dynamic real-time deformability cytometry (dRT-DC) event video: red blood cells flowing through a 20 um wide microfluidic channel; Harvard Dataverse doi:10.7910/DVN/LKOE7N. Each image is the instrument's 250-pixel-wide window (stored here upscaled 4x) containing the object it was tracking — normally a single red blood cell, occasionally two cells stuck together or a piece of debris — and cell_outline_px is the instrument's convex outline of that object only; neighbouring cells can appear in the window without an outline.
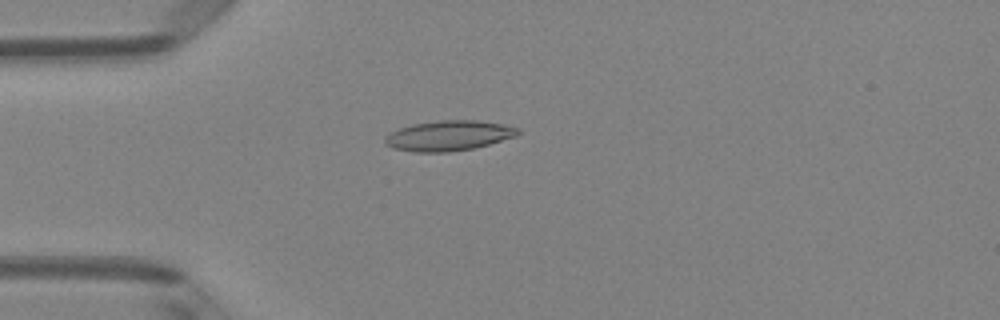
{"species": "Egyptian fruit bat (a non-hibernating species)", "species_latin": "Rousettus aegyptiacus", "temperature_condition": "room temperature", "stored_images_in_passage": 51, "camera_frame_rate_fps": 3000, "um_per_image_px": 0.085, "animal": {"sex": "female"}, "frame": {"image": 1, "passage_image": 14, "time_ms": 4.333, "image_size_px": [1000, 320], "cell_outline_px": [[520, 132], [516, 136], [488, 144], [472, 148], [448, 152], [412, 152], [392, 148], [384, 144], [384, 136], [388, 132], [412, 124], [440, 120], [480, 120], [504, 124], [520, 128]], "centroid_in_image_um": [38.1, 11.52], "position_along_channel_um": 46.9, "area_um2": 23.58}}
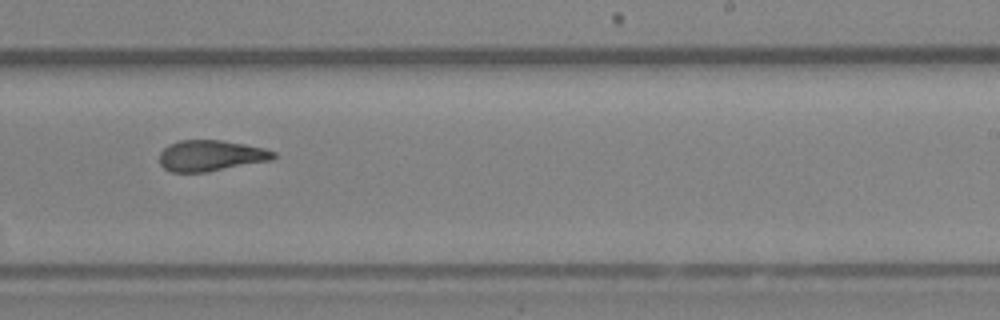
{"frame": {"image": 2, "passage_image": 32, "time_ms": 10.333, "image_size_px": [1000, 320], "cell_outline_px": [[276, 156], [272, 160], [204, 172], [172, 172], [164, 168], [160, 164], [160, 152], [168, 144], [180, 140], [220, 140], [244, 144], [264, 148], [276, 152]], "centroid_in_image_um": [17.91, 13.22], "position_along_channel_um": 271.1, "area_um2": 20.46}}
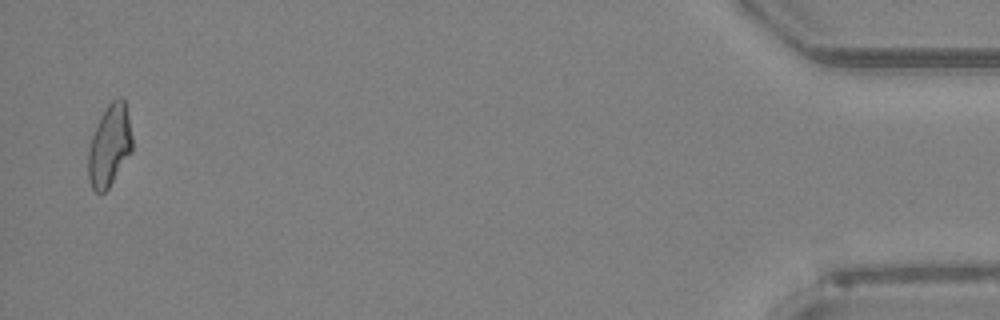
{"frame": {"image": 3, "passage_image": 50, "time_ms": 16.333, "image_size_px": [1000, 320], "cell_outline_px": [[132, 152], [108, 188], [104, 192], [96, 192], [92, 188], [88, 176], [88, 148], [96, 124], [100, 116], [108, 104], [112, 100], [120, 96], [124, 100], [128, 116], [132, 136]], "centroid_in_image_um": [9.3, 12.36], "position_along_channel_um": 425.9, "area_um2": 20.92}, "authors_computed_cell_mechanics": {"area_um2": 21.3282, "velocity_mm_per_s": 4.0317, "shape_relaxation_time_tau1_ms": null, "shape_relaxation_time_tau2_ms": 3.669, "deformation_change_tau1": null, "deformation_change_tau2": 0.1141}}